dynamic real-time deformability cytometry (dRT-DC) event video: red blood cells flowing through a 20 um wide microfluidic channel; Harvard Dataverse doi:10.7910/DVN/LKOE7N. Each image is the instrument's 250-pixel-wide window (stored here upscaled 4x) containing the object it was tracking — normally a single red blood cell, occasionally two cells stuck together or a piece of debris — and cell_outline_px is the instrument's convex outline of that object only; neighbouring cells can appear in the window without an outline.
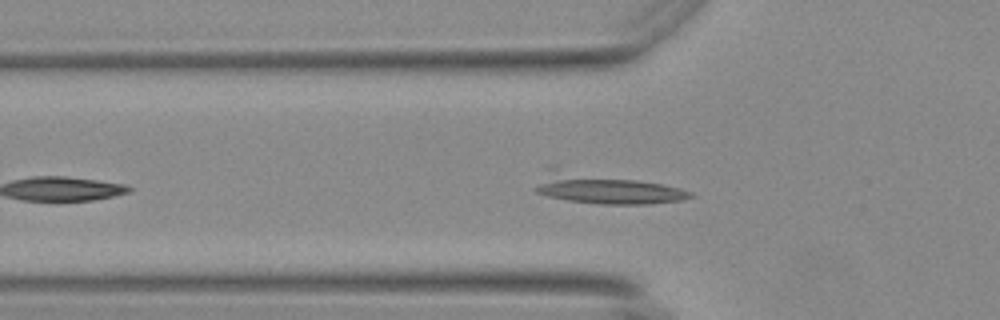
{"species": "Egyptian fruit bat (a non-hibernating species)", "species_latin": "Rousettus aegyptiacus", "temperature_condition": "warm", "stored_images_in_passage": 35, "camera_frame_rate_fps": 3000, "um_per_image_px": 0.085, "animal": {"sex": "female"}, "frame": {"image": 1, "passage_image": 7, "time_ms": 2.0, "image_size_px": [1000, 320], "cell_outline_px": [[696, 196], [684, 200], [648, 204], [600, 204], [568, 200], [548, 196], [536, 192], [532, 188], [548, 168], [552, 164], [660, 184], [680, 188], [692, 192]], "centroid_in_image_um": [51.37, 15.98], "position_along_channel_um": 74.4, "area_um2": 27.98}}
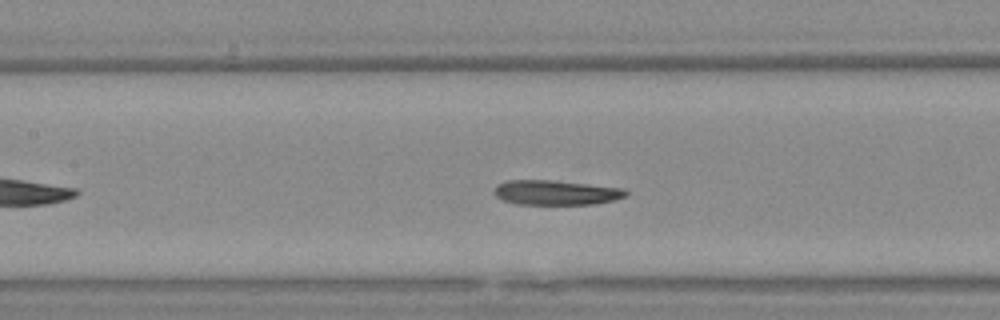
{"frame": {"image": 2, "passage_image": 14, "time_ms": 4.333, "image_size_px": [1000, 320], "cell_outline_px": [[628, 196], [616, 200], [596, 204], [516, 204], [504, 200], [496, 196], [492, 192], [496, 184], [508, 180], [552, 180], [624, 188], [628, 192]], "centroid_in_image_um": [47.27, 16.37], "position_along_channel_um": 160.1, "area_um2": 19.19}}
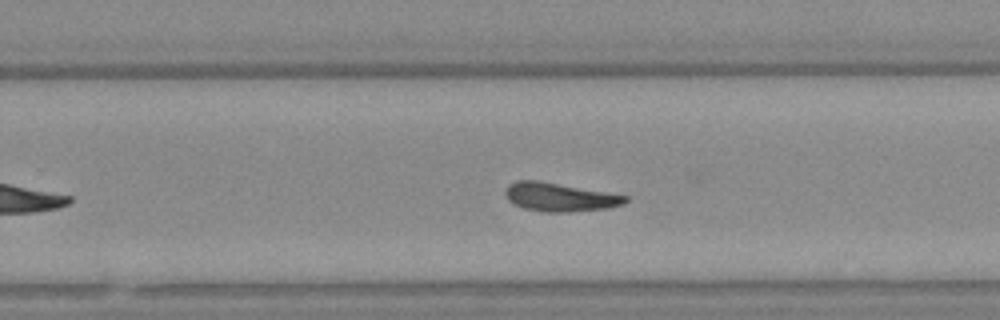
{"frame": {"image": 3, "passage_image": 24, "time_ms": 7.667, "image_size_px": [1000, 320], "cell_outline_px": [[628, 200], [624, 204], [608, 208], [568, 212], [544, 212], [524, 208], [512, 204], [508, 200], [504, 192], [504, 188], [508, 184], [516, 180], [540, 180], [608, 192], [628, 196]], "centroid_in_image_um": [47.54, 16.74], "position_along_channel_um": 282.3, "area_um2": 20.29}}